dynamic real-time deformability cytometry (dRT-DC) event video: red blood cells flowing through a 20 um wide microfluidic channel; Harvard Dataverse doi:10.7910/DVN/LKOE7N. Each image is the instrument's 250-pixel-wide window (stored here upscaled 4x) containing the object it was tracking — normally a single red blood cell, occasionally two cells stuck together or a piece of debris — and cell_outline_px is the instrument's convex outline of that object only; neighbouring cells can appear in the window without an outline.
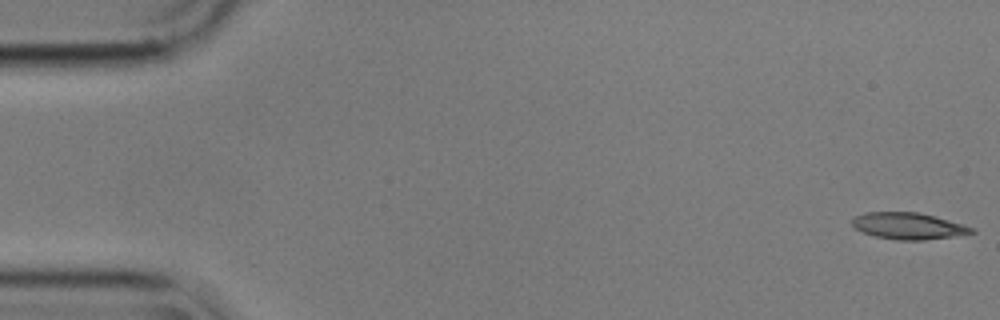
{"species": "common noctule bat (a hibernating species)", "species_latin": "Nyctalus noctula", "temperature_condition": "cold", "stored_images_in_passage": 2, "camera_frame_rate_fps": 3000, "um_per_image_px": 0.085, "animal": {"sex": "male", "body_mass_g": 17.9}, "frame": {"image": 1, "passage_image": 1, "time_ms": 0.0, "image_size_px": [1000, 320], "cell_outline_px": [[976, 232], [952, 236], [924, 240], [896, 240], [876, 236], [864, 232], [856, 228], [852, 224], [852, 216], [864, 212], [916, 212], [948, 220], [976, 228]], "centroid_in_image_um": [77.19, 19.2], "position_along_channel_um": 7.8, "area_um2": 18.32}}